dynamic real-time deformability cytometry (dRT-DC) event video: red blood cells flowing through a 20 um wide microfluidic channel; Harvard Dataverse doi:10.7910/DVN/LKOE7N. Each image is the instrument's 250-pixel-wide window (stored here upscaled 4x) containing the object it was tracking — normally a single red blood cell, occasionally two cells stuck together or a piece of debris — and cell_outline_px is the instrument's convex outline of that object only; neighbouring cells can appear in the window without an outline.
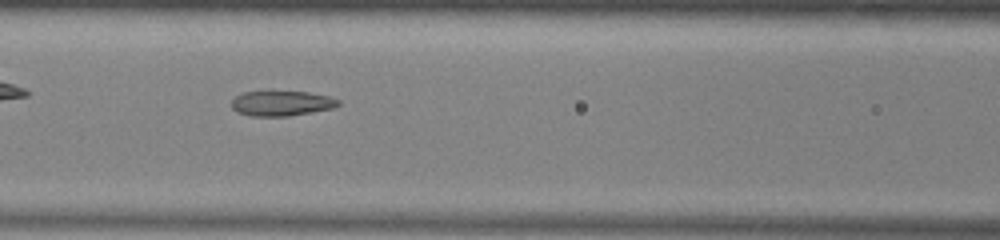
{"species": "common noctule bat (a hibernating species)", "species_latin": "Nyctalus noctula", "temperature_condition": "warm", "stored_images_in_passage": 37, "camera_frame_rate_fps": 3000, "um_per_image_px": 0.085, "animal": {"sex": "male", "body_mass_g": 13.0, "forearm_length_mm": 53.1}, "frame": {"image": 1, "passage_image": 7, "time_ms": 2.0, "image_size_px": [1000, 240], "cell_outline_px": [[340, 104], [332, 108], [288, 116], [252, 116], [236, 112], [232, 108], [232, 100], [236, 96], [244, 92], [272, 88], [308, 92], [332, 96], [340, 100]], "centroid_in_image_um": [23.92, 8.72], "position_along_channel_um": 142.7, "area_um2": 16.42}}
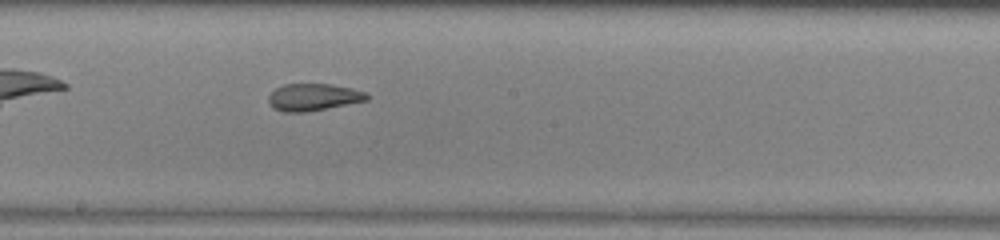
{"frame": {"image": 2, "passage_image": 13, "time_ms": 4.0, "image_size_px": [1000, 240], "cell_outline_px": [[368, 100], [304, 112], [284, 112], [272, 108], [268, 104], [268, 96], [276, 88], [284, 84], [328, 84], [352, 88], [368, 92]], "centroid_in_image_um": [26.61, 8.25], "position_along_channel_um": 221.6, "area_um2": 15.49}}
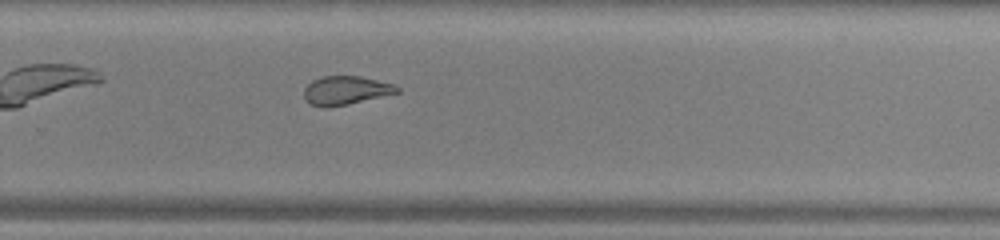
{"frame": {"image": 3, "passage_image": 19, "time_ms": 6.0, "image_size_px": [1000, 240], "cell_outline_px": [[400, 92], [348, 104], [328, 108], [320, 108], [308, 104], [304, 96], [304, 88], [312, 80], [324, 76], [360, 76], [392, 84], [400, 88]], "centroid_in_image_um": [29.34, 7.7], "position_along_channel_um": 300.5, "area_um2": 15.61}, "authors_computed_cell_mechanics": {"area_um2": 16.9354, "velocity_mm_per_s": 3.9559, "shape_relaxation_time_tau1_ms": null, "shape_relaxation_time_tau2_ms": 2.0477, "deformation_change_tau1": null, "deformation_change_tau2": 0.0877}}